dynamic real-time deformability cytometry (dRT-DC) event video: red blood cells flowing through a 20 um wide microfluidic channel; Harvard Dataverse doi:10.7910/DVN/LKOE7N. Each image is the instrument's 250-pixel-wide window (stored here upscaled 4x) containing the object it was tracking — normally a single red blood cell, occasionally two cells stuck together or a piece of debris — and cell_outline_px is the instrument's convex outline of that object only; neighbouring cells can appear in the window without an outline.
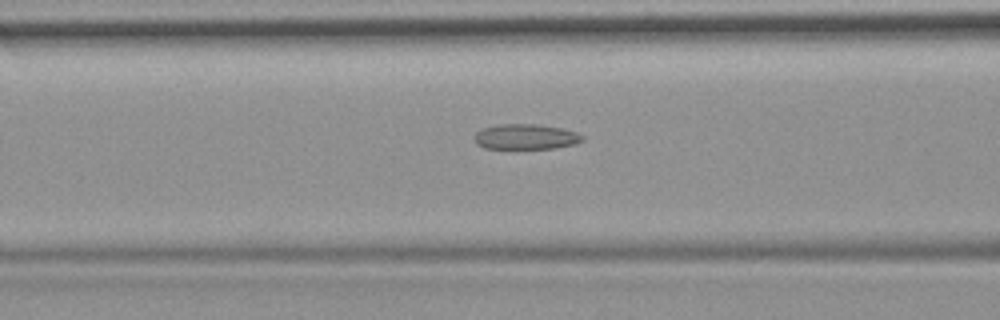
{"species": "common noctule bat (a hibernating species)", "species_latin": "Nyctalus noctula", "temperature_condition": "room temperature", "stored_images_in_passage": 39, "camera_frame_rate_fps": 3000, "um_per_image_px": 0.085, "animal": {"sex": "female", "body_mass_g": 19.9}, "frame": {"image": 1, "passage_image": 17, "time_ms": 5.333, "image_size_px": [1000, 320], "cell_outline_px": [[584, 140], [572, 144], [552, 148], [484, 148], [476, 144], [472, 140], [472, 136], [476, 132], [484, 128], [496, 124], [536, 124], [560, 128], [576, 132], [584, 136]], "centroid_in_image_um": [44.62, 11.62], "position_along_channel_um": 122.0, "area_um2": 15.9}}